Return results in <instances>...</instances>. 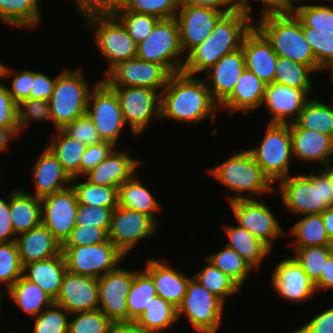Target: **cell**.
Returning a JSON list of instances; mask_svg holds the SVG:
<instances>
[{
  "mask_svg": "<svg viewBox=\"0 0 333 333\" xmlns=\"http://www.w3.org/2000/svg\"><path fill=\"white\" fill-rule=\"evenodd\" d=\"M108 233L103 228L76 225L62 246H84L103 243Z\"/></svg>",
  "mask_w": 333,
  "mask_h": 333,
  "instance_id": "obj_58",
  "label": "cell"
},
{
  "mask_svg": "<svg viewBox=\"0 0 333 333\" xmlns=\"http://www.w3.org/2000/svg\"><path fill=\"white\" fill-rule=\"evenodd\" d=\"M89 0H73V3L76 6L77 12L88 2Z\"/></svg>",
  "mask_w": 333,
  "mask_h": 333,
  "instance_id": "obj_72",
  "label": "cell"
},
{
  "mask_svg": "<svg viewBox=\"0 0 333 333\" xmlns=\"http://www.w3.org/2000/svg\"><path fill=\"white\" fill-rule=\"evenodd\" d=\"M322 221L329 239L333 242V206L327 207L322 213Z\"/></svg>",
  "mask_w": 333,
  "mask_h": 333,
  "instance_id": "obj_70",
  "label": "cell"
},
{
  "mask_svg": "<svg viewBox=\"0 0 333 333\" xmlns=\"http://www.w3.org/2000/svg\"><path fill=\"white\" fill-rule=\"evenodd\" d=\"M57 76L51 78L42 72L33 71L32 88L30 99H41L48 101L52 96Z\"/></svg>",
  "mask_w": 333,
  "mask_h": 333,
  "instance_id": "obj_62",
  "label": "cell"
},
{
  "mask_svg": "<svg viewBox=\"0 0 333 333\" xmlns=\"http://www.w3.org/2000/svg\"><path fill=\"white\" fill-rule=\"evenodd\" d=\"M8 333H19V332L12 330V331H9Z\"/></svg>",
  "mask_w": 333,
  "mask_h": 333,
  "instance_id": "obj_75",
  "label": "cell"
},
{
  "mask_svg": "<svg viewBox=\"0 0 333 333\" xmlns=\"http://www.w3.org/2000/svg\"><path fill=\"white\" fill-rule=\"evenodd\" d=\"M116 148L101 163L84 175L89 182L119 189L125 181L137 173V168L140 167L142 161L131 157L127 151L122 152Z\"/></svg>",
  "mask_w": 333,
  "mask_h": 333,
  "instance_id": "obj_27",
  "label": "cell"
},
{
  "mask_svg": "<svg viewBox=\"0 0 333 333\" xmlns=\"http://www.w3.org/2000/svg\"><path fill=\"white\" fill-rule=\"evenodd\" d=\"M224 306L220 298L192 277L183 301L177 308V317L178 320L186 317L198 333L216 332L223 323Z\"/></svg>",
  "mask_w": 333,
  "mask_h": 333,
  "instance_id": "obj_11",
  "label": "cell"
},
{
  "mask_svg": "<svg viewBox=\"0 0 333 333\" xmlns=\"http://www.w3.org/2000/svg\"><path fill=\"white\" fill-rule=\"evenodd\" d=\"M272 272V287L280 299L303 303L317 294L315 284L293 256L278 262Z\"/></svg>",
  "mask_w": 333,
  "mask_h": 333,
  "instance_id": "obj_20",
  "label": "cell"
},
{
  "mask_svg": "<svg viewBox=\"0 0 333 333\" xmlns=\"http://www.w3.org/2000/svg\"><path fill=\"white\" fill-rule=\"evenodd\" d=\"M228 203L237 224L260 239L271 250H273L274 241L288 233L276 219L273 210L262 200L238 199Z\"/></svg>",
  "mask_w": 333,
  "mask_h": 333,
  "instance_id": "obj_14",
  "label": "cell"
},
{
  "mask_svg": "<svg viewBox=\"0 0 333 333\" xmlns=\"http://www.w3.org/2000/svg\"><path fill=\"white\" fill-rule=\"evenodd\" d=\"M15 242L22 266L46 260L62 253V244L42 223L17 235Z\"/></svg>",
  "mask_w": 333,
  "mask_h": 333,
  "instance_id": "obj_30",
  "label": "cell"
},
{
  "mask_svg": "<svg viewBox=\"0 0 333 333\" xmlns=\"http://www.w3.org/2000/svg\"><path fill=\"white\" fill-rule=\"evenodd\" d=\"M179 9L178 0H127L124 8L140 14H149L159 19L176 18Z\"/></svg>",
  "mask_w": 333,
  "mask_h": 333,
  "instance_id": "obj_53",
  "label": "cell"
},
{
  "mask_svg": "<svg viewBox=\"0 0 333 333\" xmlns=\"http://www.w3.org/2000/svg\"><path fill=\"white\" fill-rule=\"evenodd\" d=\"M11 88L7 87L12 99L19 104L21 101L30 99V90L32 88L33 70L24 69L16 72L15 69L8 67L0 62V77L4 80L11 79Z\"/></svg>",
  "mask_w": 333,
  "mask_h": 333,
  "instance_id": "obj_54",
  "label": "cell"
},
{
  "mask_svg": "<svg viewBox=\"0 0 333 333\" xmlns=\"http://www.w3.org/2000/svg\"><path fill=\"white\" fill-rule=\"evenodd\" d=\"M16 235L10 218L9 195L6 200L0 197V243L15 241Z\"/></svg>",
  "mask_w": 333,
  "mask_h": 333,
  "instance_id": "obj_64",
  "label": "cell"
},
{
  "mask_svg": "<svg viewBox=\"0 0 333 333\" xmlns=\"http://www.w3.org/2000/svg\"><path fill=\"white\" fill-rule=\"evenodd\" d=\"M180 46L176 18L160 19L151 33L137 44V58L162 65L170 74L182 72L185 56ZM183 56V60L182 57Z\"/></svg>",
  "mask_w": 333,
  "mask_h": 333,
  "instance_id": "obj_9",
  "label": "cell"
},
{
  "mask_svg": "<svg viewBox=\"0 0 333 333\" xmlns=\"http://www.w3.org/2000/svg\"><path fill=\"white\" fill-rule=\"evenodd\" d=\"M224 232L228 242L225 245L237 251L240 256L257 272L264 258L271 253V249L249 231L237 225H224Z\"/></svg>",
  "mask_w": 333,
  "mask_h": 333,
  "instance_id": "obj_33",
  "label": "cell"
},
{
  "mask_svg": "<svg viewBox=\"0 0 333 333\" xmlns=\"http://www.w3.org/2000/svg\"><path fill=\"white\" fill-rule=\"evenodd\" d=\"M17 137L10 128L0 126V153H5V150L10 148V141L15 140Z\"/></svg>",
  "mask_w": 333,
  "mask_h": 333,
  "instance_id": "obj_69",
  "label": "cell"
},
{
  "mask_svg": "<svg viewBox=\"0 0 333 333\" xmlns=\"http://www.w3.org/2000/svg\"><path fill=\"white\" fill-rule=\"evenodd\" d=\"M70 313L56 304L44 309L35 320L32 333H68Z\"/></svg>",
  "mask_w": 333,
  "mask_h": 333,
  "instance_id": "obj_52",
  "label": "cell"
},
{
  "mask_svg": "<svg viewBox=\"0 0 333 333\" xmlns=\"http://www.w3.org/2000/svg\"><path fill=\"white\" fill-rule=\"evenodd\" d=\"M255 27L271 43L277 55L324 72L317 64L309 43L305 39L301 20L293 11L263 13Z\"/></svg>",
  "mask_w": 333,
  "mask_h": 333,
  "instance_id": "obj_4",
  "label": "cell"
},
{
  "mask_svg": "<svg viewBox=\"0 0 333 333\" xmlns=\"http://www.w3.org/2000/svg\"><path fill=\"white\" fill-rule=\"evenodd\" d=\"M307 100L297 120L289 128L316 130L333 138V106L316 99Z\"/></svg>",
  "mask_w": 333,
  "mask_h": 333,
  "instance_id": "obj_38",
  "label": "cell"
},
{
  "mask_svg": "<svg viewBox=\"0 0 333 333\" xmlns=\"http://www.w3.org/2000/svg\"><path fill=\"white\" fill-rule=\"evenodd\" d=\"M39 0H0V21L10 27L35 28L42 19Z\"/></svg>",
  "mask_w": 333,
  "mask_h": 333,
  "instance_id": "obj_39",
  "label": "cell"
},
{
  "mask_svg": "<svg viewBox=\"0 0 333 333\" xmlns=\"http://www.w3.org/2000/svg\"><path fill=\"white\" fill-rule=\"evenodd\" d=\"M113 209L110 207L78 204L76 225L103 228L107 233L111 225Z\"/></svg>",
  "mask_w": 333,
  "mask_h": 333,
  "instance_id": "obj_57",
  "label": "cell"
},
{
  "mask_svg": "<svg viewBox=\"0 0 333 333\" xmlns=\"http://www.w3.org/2000/svg\"><path fill=\"white\" fill-rule=\"evenodd\" d=\"M66 269L63 253L52 258L23 266V276L34 282L55 300L59 294Z\"/></svg>",
  "mask_w": 333,
  "mask_h": 333,
  "instance_id": "obj_31",
  "label": "cell"
},
{
  "mask_svg": "<svg viewBox=\"0 0 333 333\" xmlns=\"http://www.w3.org/2000/svg\"><path fill=\"white\" fill-rule=\"evenodd\" d=\"M262 142L247 149L263 173L275 184L291 175L292 138L289 124L268 123Z\"/></svg>",
  "mask_w": 333,
  "mask_h": 333,
  "instance_id": "obj_7",
  "label": "cell"
},
{
  "mask_svg": "<svg viewBox=\"0 0 333 333\" xmlns=\"http://www.w3.org/2000/svg\"><path fill=\"white\" fill-rule=\"evenodd\" d=\"M204 260L207 263L205 267L201 268V270L192 277L210 293H213L225 303L227 297H231V295L233 296L241 291V287L234 280L224 274L206 258Z\"/></svg>",
  "mask_w": 333,
  "mask_h": 333,
  "instance_id": "obj_43",
  "label": "cell"
},
{
  "mask_svg": "<svg viewBox=\"0 0 333 333\" xmlns=\"http://www.w3.org/2000/svg\"><path fill=\"white\" fill-rule=\"evenodd\" d=\"M170 75L162 65L135 57L118 62L102 80L109 87H146L161 93Z\"/></svg>",
  "mask_w": 333,
  "mask_h": 333,
  "instance_id": "obj_15",
  "label": "cell"
},
{
  "mask_svg": "<svg viewBox=\"0 0 333 333\" xmlns=\"http://www.w3.org/2000/svg\"><path fill=\"white\" fill-rule=\"evenodd\" d=\"M250 0H236L238 8L245 11L247 14L251 13L252 7L249 2ZM261 1L263 7L260 9V13L268 12H283V0H258Z\"/></svg>",
  "mask_w": 333,
  "mask_h": 333,
  "instance_id": "obj_66",
  "label": "cell"
},
{
  "mask_svg": "<svg viewBox=\"0 0 333 333\" xmlns=\"http://www.w3.org/2000/svg\"><path fill=\"white\" fill-rule=\"evenodd\" d=\"M225 14L210 7L179 5L176 20L179 26L180 46L185 56L210 36L217 22Z\"/></svg>",
  "mask_w": 333,
  "mask_h": 333,
  "instance_id": "obj_19",
  "label": "cell"
},
{
  "mask_svg": "<svg viewBox=\"0 0 333 333\" xmlns=\"http://www.w3.org/2000/svg\"><path fill=\"white\" fill-rule=\"evenodd\" d=\"M109 333H150L145 331L136 321L112 322Z\"/></svg>",
  "mask_w": 333,
  "mask_h": 333,
  "instance_id": "obj_68",
  "label": "cell"
},
{
  "mask_svg": "<svg viewBox=\"0 0 333 333\" xmlns=\"http://www.w3.org/2000/svg\"><path fill=\"white\" fill-rule=\"evenodd\" d=\"M62 253L67 271L97 279L116 270L125 259L109 239L92 245L62 246Z\"/></svg>",
  "mask_w": 333,
  "mask_h": 333,
  "instance_id": "obj_10",
  "label": "cell"
},
{
  "mask_svg": "<svg viewBox=\"0 0 333 333\" xmlns=\"http://www.w3.org/2000/svg\"><path fill=\"white\" fill-rule=\"evenodd\" d=\"M70 318L68 333H109L112 324L100 309L70 314Z\"/></svg>",
  "mask_w": 333,
  "mask_h": 333,
  "instance_id": "obj_51",
  "label": "cell"
},
{
  "mask_svg": "<svg viewBox=\"0 0 333 333\" xmlns=\"http://www.w3.org/2000/svg\"><path fill=\"white\" fill-rule=\"evenodd\" d=\"M266 84L253 72L245 68L237 80L232 93L219 105V111H227L231 116L242 112L245 116L261 107Z\"/></svg>",
  "mask_w": 333,
  "mask_h": 333,
  "instance_id": "obj_29",
  "label": "cell"
},
{
  "mask_svg": "<svg viewBox=\"0 0 333 333\" xmlns=\"http://www.w3.org/2000/svg\"><path fill=\"white\" fill-rule=\"evenodd\" d=\"M208 171L213 178L215 177L214 179L235 194L227 197L228 202L238 199H258L264 194L275 193L273 183L247 149L234 153L223 163ZM245 192L248 194L245 195Z\"/></svg>",
  "mask_w": 333,
  "mask_h": 333,
  "instance_id": "obj_5",
  "label": "cell"
},
{
  "mask_svg": "<svg viewBox=\"0 0 333 333\" xmlns=\"http://www.w3.org/2000/svg\"><path fill=\"white\" fill-rule=\"evenodd\" d=\"M301 24L317 64L325 71L333 63V32L317 31L302 21Z\"/></svg>",
  "mask_w": 333,
  "mask_h": 333,
  "instance_id": "obj_50",
  "label": "cell"
},
{
  "mask_svg": "<svg viewBox=\"0 0 333 333\" xmlns=\"http://www.w3.org/2000/svg\"><path fill=\"white\" fill-rule=\"evenodd\" d=\"M293 257L315 284L324 271L325 262L333 253V246L293 247Z\"/></svg>",
  "mask_w": 333,
  "mask_h": 333,
  "instance_id": "obj_46",
  "label": "cell"
},
{
  "mask_svg": "<svg viewBox=\"0 0 333 333\" xmlns=\"http://www.w3.org/2000/svg\"><path fill=\"white\" fill-rule=\"evenodd\" d=\"M86 113L101 139L118 147L126 123L117 95L102 79L90 91Z\"/></svg>",
  "mask_w": 333,
  "mask_h": 333,
  "instance_id": "obj_12",
  "label": "cell"
},
{
  "mask_svg": "<svg viewBox=\"0 0 333 333\" xmlns=\"http://www.w3.org/2000/svg\"><path fill=\"white\" fill-rule=\"evenodd\" d=\"M158 228L149 216L118 205L112 213L108 239L127 256L139 241L153 237Z\"/></svg>",
  "mask_w": 333,
  "mask_h": 333,
  "instance_id": "obj_16",
  "label": "cell"
},
{
  "mask_svg": "<svg viewBox=\"0 0 333 333\" xmlns=\"http://www.w3.org/2000/svg\"><path fill=\"white\" fill-rule=\"evenodd\" d=\"M327 1L333 2V0ZM293 12L307 27L317 31L333 32V6L302 2V5L301 3L297 5Z\"/></svg>",
  "mask_w": 333,
  "mask_h": 333,
  "instance_id": "obj_47",
  "label": "cell"
},
{
  "mask_svg": "<svg viewBox=\"0 0 333 333\" xmlns=\"http://www.w3.org/2000/svg\"><path fill=\"white\" fill-rule=\"evenodd\" d=\"M327 70H330V71H331V72H330V75H331V76H330V77H331V78H330V80H331L330 82H331V84H333V63H332L328 68L325 69V71H327Z\"/></svg>",
  "mask_w": 333,
  "mask_h": 333,
  "instance_id": "obj_73",
  "label": "cell"
},
{
  "mask_svg": "<svg viewBox=\"0 0 333 333\" xmlns=\"http://www.w3.org/2000/svg\"><path fill=\"white\" fill-rule=\"evenodd\" d=\"M62 130L68 136L76 139L86 146L98 144L103 141L94 125V122L87 113L77 117L73 122L67 124Z\"/></svg>",
  "mask_w": 333,
  "mask_h": 333,
  "instance_id": "obj_56",
  "label": "cell"
},
{
  "mask_svg": "<svg viewBox=\"0 0 333 333\" xmlns=\"http://www.w3.org/2000/svg\"><path fill=\"white\" fill-rule=\"evenodd\" d=\"M296 1H298V3L302 0H283V12L285 11H293L294 8H296V6L298 4H296ZM306 2L307 0H303V2ZM311 1V0H310ZM313 1V0H312ZM315 1V0H314ZM319 1V0H318ZM322 1V0H321ZM323 1H327V0H323ZM295 3V4H294Z\"/></svg>",
  "mask_w": 333,
  "mask_h": 333,
  "instance_id": "obj_71",
  "label": "cell"
},
{
  "mask_svg": "<svg viewBox=\"0 0 333 333\" xmlns=\"http://www.w3.org/2000/svg\"><path fill=\"white\" fill-rule=\"evenodd\" d=\"M11 298L27 316H38L44 309L54 304V300L34 282L23 275L7 290Z\"/></svg>",
  "mask_w": 333,
  "mask_h": 333,
  "instance_id": "obj_35",
  "label": "cell"
},
{
  "mask_svg": "<svg viewBox=\"0 0 333 333\" xmlns=\"http://www.w3.org/2000/svg\"><path fill=\"white\" fill-rule=\"evenodd\" d=\"M313 73L315 71L311 67L278 55L273 82L301 90H313Z\"/></svg>",
  "mask_w": 333,
  "mask_h": 333,
  "instance_id": "obj_44",
  "label": "cell"
},
{
  "mask_svg": "<svg viewBox=\"0 0 333 333\" xmlns=\"http://www.w3.org/2000/svg\"><path fill=\"white\" fill-rule=\"evenodd\" d=\"M118 97L123 118L134 136L160 120L161 93L146 87H110Z\"/></svg>",
  "mask_w": 333,
  "mask_h": 333,
  "instance_id": "obj_13",
  "label": "cell"
},
{
  "mask_svg": "<svg viewBox=\"0 0 333 333\" xmlns=\"http://www.w3.org/2000/svg\"><path fill=\"white\" fill-rule=\"evenodd\" d=\"M242 48L226 54L209 68L204 76L212 99L220 105L234 90L237 80L245 69Z\"/></svg>",
  "mask_w": 333,
  "mask_h": 333,
  "instance_id": "obj_23",
  "label": "cell"
},
{
  "mask_svg": "<svg viewBox=\"0 0 333 333\" xmlns=\"http://www.w3.org/2000/svg\"><path fill=\"white\" fill-rule=\"evenodd\" d=\"M136 174L119 187L118 205L145 214L158 225L156 212L161 209V205Z\"/></svg>",
  "mask_w": 333,
  "mask_h": 333,
  "instance_id": "obj_34",
  "label": "cell"
},
{
  "mask_svg": "<svg viewBox=\"0 0 333 333\" xmlns=\"http://www.w3.org/2000/svg\"><path fill=\"white\" fill-rule=\"evenodd\" d=\"M254 26V17L242 9L225 14L210 36L185 56L182 72L193 76L205 73L223 56L240 49Z\"/></svg>",
  "mask_w": 333,
  "mask_h": 333,
  "instance_id": "obj_2",
  "label": "cell"
},
{
  "mask_svg": "<svg viewBox=\"0 0 333 333\" xmlns=\"http://www.w3.org/2000/svg\"><path fill=\"white\" fill-rule=\"evenodd\" d=\"M288 234L294 239L289 243V247H312V246H333L329 239L325 226L322 221V215H306L297 221L288 230Z\"/></svg>",
  "mask_w": 333,
  "mask_h": 333,
  "instance_id": "obj_37",
  "label": "cell"
},
{
  "mask_svg": "<svg viewBox=\"0 0 333 333\" xmlns=\"http://www.w3.org/2000/svg\"><path fill=\"white\" fill-rule=\"evenodd\" d=\"M46 147L58 158L71 179L81 176V159L86 145L68 136L62 129L55 130Z\"/></svg>",
  "mask_w": 333,
  "mask_h": 333,
  "instance_id": "obj_36",
  "label": "cell"
},
{
  "mask_svg": "<svg viewBox=\"0 0 333 333\" xmlns=\"http://www.w3.org/2000/svg\"><path fill=\"white\" fill-rule=\"evenodd\" d=\"M293 159L318 163L319 168L333 166V138L316 130L290 128Z\"/></svg>",
  "mask_w": 333,
  "mask_h": 333,
  "instance_id": "obj_24",
  "label": "cell"
},
{
  "mask_svg": "<svg viewBox=\"0 0 333 333\" xmlns=\"http://www.w3.org/2000/svg\"><path fill=\"white\" fill-rule=\"evenodd\" d=\"M315 287L317 294L323 290H333V253L325 262L324 271H322L320 279L315 283Z\"/></svg>",
  "mask_w": 333,
  "mask_h": 333,
  "instance_id": "obj_67",
  "label": "cell"
},
{
  "mask_svg": "<svg viewBox=\"0 0 333 333\" xmlns=\"http://www.w3.org/2000/svg\"><path fill=\"white\" fill-rule=\"evenodd\" d=\"M313 90H301L278 83L266 85L262 106L272 115L268 123H294Z\"/></svg>",
  "mask_w": 333,
  "mask_h": 333,
  "instance_id": "obj_21",
  "label": "cell"
},
{
  "mask_svg": "<svg viewBox=\"0 0 333 333\" xmlns=\"http://www.w3.org/2000/svg\"><path fill=\"white\" fill-rule=\"evenodd\" d=\"M113 15L123 24L129 36L136 44L149 36L158 17L149 14H140L127 10H118Z\"/></svg>",
  "mask_w": 333,
  "mask_h": 333,
  "instance_id": "obj_49",
  "label": "cell"
},
{
  "mask_svg": "<svg viewBox=\"0 0 333 333\" xmlns=\"http://www.w3.org/2000/svg\"><path fill=\"white\" fill-rule=\"evenodd\" d=\"M206 259L234 280L240 287L243 286L248 275H251L250 273L254 270L237 251L226 245L216 253H211Z\"/></svg>",
  "mask_w": 333,
  "mask_h": 333,
  "instance_id": "obj_45",
  "label": "cell"
},
{
  "mask_svg": "<svg viewBox=\"0 0 333 333\" xmlns=\"http://www.w3.org/2000/svg\"><path fill=\"white\" fill-rule=\"evenodd\" d=\"M178 321L177 308L158 295L151 298L136 322L147 332L165 333Z\"/></svg>",
  "mask_w": 333,
  "mask_h": 333,
  "instance_id": "obj_40",
  "label": "cell"
},
{
  "mask_svg": "<svg viewBox=\"0 0 333 333\" xmlns=\"http://www.w3.org/2000/svg\"><path fill=\"white\" fill-rule=\"evenodd\" d=\"M18 112V124L20 134H24L23 131L28 127L31 120L35 123H43L50 121L52 123L50 115L49 101L41 99H27L17 104Z\"/></svg>",
  "mask_w": 333,
  "mask_h": 333,
  "instance_id": "obj_55",
  "label": "cell"
},
{
  "mask_svg": "<svg viewBox=\"0 0 333 333\" xmlns=\"http://www.w3.org/2000/svg\"><path fill=\"white\" fill-rule=\"evenodd\" d=\"M54 304L70 314L99 309L98 279L66 271Z\"/></svg>",
  "mask_w": 333,
  "mask_h": 333,
  "instance_id": "obj_22",
  "label": "cell"
},
{
  "mask_svg": "<svg viewBox=\"0 0 333 333\" xmlns=\"http://www.w3.org/2000/svg\"><path fill=\"white\" fill-rule=\"evenodd\" d=\"M0 290H1V288H0ZM2 294H3V292L0 291V312H1V308H2V306H1L2 300H4V296Z\"/></svg>",
  "mask_w": 333,
  "mask_h": 333,
  "instance_id": "obj_74",
  "label": "cell"
},
{
  "mask_svg": "<svg viewBox=\"0 0 333 333\" xmlns=\"http://www.w3.org/2000/svg\"><path fill=\"white\" fill-rule=\"evenodd\" d=\"M144 266V271L154 282L156 294L178 308L183 301L189 280L192 277L159 259L149 258Z\"/></svg>",
  "mask_w": 333,
  "mask_h": 333,
  "instance_id": "obj_28",
  "label": "cell"
},
{
  "mask_svg": "<svg viewBox=\"0 0 333 333\" xmlns=\"http://www.w3.org/2000/svg\"><path fill=\"white\" fill-rule=\"evenodd\" d=\"M0 80H3L0 77ZM0 82V126L10 128L18 137L20 135L18 124L17 103L10 96L7 86Z\"/></svg>",
  "mask_w": 333,
  "mask_h": 333,
  "instance_id": "obj_59",
  "label": "cell"
},
{
  "mask_svg": "<svg viewBox=\"0 0 333 333\" xmlns=\"http://www.w3.org/2000/svg\"><path fill=\"white\" fill-rule=\"evenodd\" d=\"M179 5L210 7L226 14L236 11V0H178Z\"/></svg>",
  "mask_w": 333,
  "mask_h": 333,
  "instance_id": "obj_65",
  "label": "cell"
},
{
  "mask_svg": "<svg viewBox=\"0 0 333 333\" xmlns=\"http://www.w3.org/2000/svg\"><path fill=\"white\" fill-rule=\"evenodd\" d=\"M219 105L212 99L205 80L183 72L171 74L161 91L160 119L197 124H214Z\"/></svg>",
  "mask_w": 333,
  "mask_h": 333,
  "instance_id": "obj_1",
  "label": "cell"
},
{
  "mask_svg": "<svg viewBox=\"0 0 333 333\" xmlns=\"http://www.w3.org/2000/svg\"><path fill=\"white\" fill-rule=\"evenodd\" d=\"M23 275L18 247L15 241L0 243V286L6 291Z\"/></svg>",
  "mask_w": 333,
  "mask_h": 333,
  "instance_id": "obj_48",
  "label": "cell"
},
{
  "mask_svg": "<svg viewBox=\"0 0 333 333\" xmlns=\"http://www.w3.org/2000/svg\"><path fill=\"white\" fill-rule=\"evenodd\" d=\"M127 0H89L78 12L81 16L113 14L124 8Z\"/></svg>",
  "mask_w": 333,
  "mask_h": 333,
  "instance_id": "obj_63",
  "label": "cell"
},
{
  "mask_svg": "<svg viewBox=\"0 0 333 333\" xmlns=\"http://www.w3.org/2000/svg\"><path fill=\"white\" fill-rule=\"evenodd\" d=\"M84 25L92 29L94 45L108 61L104 75L118 62L137 56V44L129 36L123 24L113 14L82 16Z\"/></svg>",
  "mask_w": 333,
  "mask_h": 333,
  "instance_id": "obj_8",
  "label": "cell"
},
{
  "mask_svg": "<svg viewBox=\"0 0 333 333\" xmlns=\"http://www.w3.org/2000/svg\"><path fill=\"white\" fill-rule=\"evenodd\" d=\"M82 70L66 68L57 74L52 96L48 100L55 130L63 129L86 113L90 91L99 80L90 88Z\"/></svg>",
  "mask_w": 333,
  "mask_h": 333,
  "instance_id": "obj_6",
  "label": "cell"
},
{
  "mask_svg": "<svg viewBox=\"0 0 333 333\" xmlns=\"http://www.w3.org/2000/svg\"><path fill=\"white\" fill-rule=\"evenodd\" d=\"M241 48L245 67L266 85L273 83L278 55L271 43L255 26L245 36Z\"/></svg>",
  "mask_w": 333,
  "mask_h": 333,
  "instance_id": "obj_25",
  "label": "cell"
},
{
  "mask_svg": "<svg viewBox=\"0 0 333 333\" xmlns=\"http://www.w3.org/2000/svg\"><path fill=\"white\" fill-rule=\"evenodd\" d=\"M155 296L157 294L152 278L144 270L134 271L133 282L127 295L128 322L136 321Z\"/></svg>",
  "mask_w": 333,
  "mask_h": 333,
  "instance_id": "obj_41",
  "label": "cell"
},
{
  "mask_svg": "<svg viewBox=\"0 0 333 333\" xmlns=\"http://www.w3.org/2000/svg\"><path fill=\"white\" fill-rule=\"evenodd\" d=\"M78 202L72 186L41 199V223L63 244L76 226Z\"/></svg>",
  "mask_w": 333,
  "mask_h": 333,
  "instance_id": "obj_17",
  "label": "cell"
},
{
  "mask_svg": "<svg viewBox=\"0 0 333 333\" xmlns=\"http://www.w3.org/2000/svg\"><path fill=\"white\" fill-rule=\"evenodd\" d=\"M332 86H333V84H332ZM332 100L330 101V103L332 104V106H333V95H332V98H331Z\"/></svg>",
  "mask_w": 333,
  "mask_h": 333,
  "instance_id": "obj_76",
  "label": "cell"
},
{
  "mask_svg": "<svg viewBox=\"0 0 333 333\" xmlns=\"http://www.w3.org/2000/svg\"><path fill=\"white\" fill-rule=\"evenodd\" d=\"M115 147L111 142L107 141L86 146L81 159V176L83 177L101 163Z\"/></svg>",
  "mask_w": 333,
  "mask_h": 333,
  "instance_id": "obj_60",
  "label": "cell"
},
{
  "mask_svg": "<svg viewBox=\"0 0 333 333\" xmlns=\"http://www.w3.org/2000/svg\"><path fill=\"white\" fill-rule=\"evenodd\" d=\"M320 172V173H319ZM316 174L289 175L278 183L282 204L293 215H317L333 206V166Z\"/></svg>",
  "mask_w": 333,
  "mask_h": 333,
  "instance_id": "obj_3",
  "label": "cell"
},
{
  "mask_svg": "<svg viewBox=\"0 0 333 333\" xmlns=\"http://www.w3.org/2000/svg\"><path fill=\"white\" fill-rule=\"evenodd\" d=\"M35 159L31 172L34 187L32 195L42 199L71 186L72 179L47 147Z\"/></svg>",
  "mask_w": 333,
  "mask_h": 333,
  "instance_id": "obj_26",
  "label": "cell"
},
{
  "mask_svg": "<svg viewBox=\"0 0 333 333\" xmlns=\"http://www.w3.org/2000/svg\"><path fill=\"white\" fill-rule=\"evenodd\" d=\"M80 177L73 178L71 186L75 190L78 204L89 207H110L113 210L118 206V189L89 182L86 178L82 183L77 182ZM77 182V183H76Z\"/></svg>",
  "mask_w": 333,
  "mask_h": 333,
  "instance_id": "obj_42",
  "label": "cell"
},
{
  "mask_svg": "<svg viewBox=\"0 0 333 333\" xmlns=\"http://www.w3.org/2000/svg\"><path fill=\"white\" fill-rule=\"evenodd\" d=\"M10 218L15 235L41 224V199L19 188L9 195Z\"/></svg>",
  "mask_w": 333,
  "mask_h": 333,
  "instance_id": "obj_32",
  "label": "cell"
},
{
  "mask_svg": "<svg viewBox=\"0 0 333 333\" xmlns=\"http://www.w3.org/2000/svg\"><path fill=\"white\" fill-rule=\"evenodd\" d=\"M306 323L291 333H333V307L320 311Z\"/></svg>",
  "mask_w": 333,
  "mask_h": 333,
  "instance_id": "obj_61",
  "label": "cell"
},
{
  "mask_svg": "<svg viewBox=\"0 0 333 333\" xmlns=\"http://www.w3.org/2000/svg\"><path fill=\"white\" fill-rule=\"evenodd\" d=\"M133 278L134 271L122 266L98 278L99 309L111 322H128L127 295Z\"/></svg>",
  "mask_w": 333,
  "mask_h": 333,
  "instance_id": "obj_18",
  "label": "cell"
}]
</instances>
